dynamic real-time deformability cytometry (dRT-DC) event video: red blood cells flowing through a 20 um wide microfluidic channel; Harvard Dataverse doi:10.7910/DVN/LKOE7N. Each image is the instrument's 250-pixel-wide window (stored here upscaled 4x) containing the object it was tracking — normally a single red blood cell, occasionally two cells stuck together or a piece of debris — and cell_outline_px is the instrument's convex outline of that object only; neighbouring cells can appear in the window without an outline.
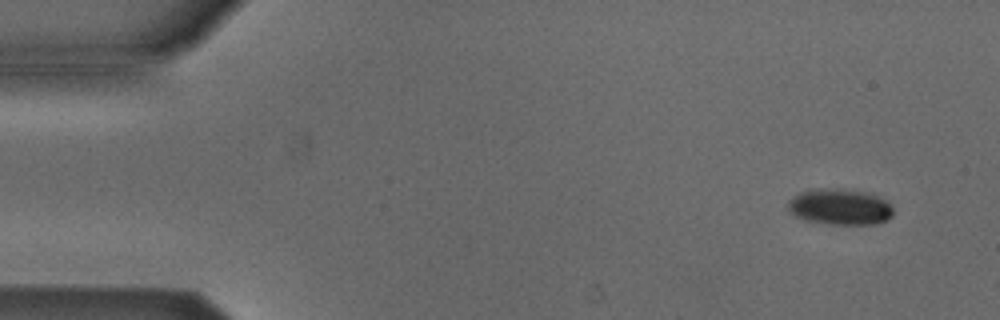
{"species": "Egyptian fruit bat (a non-hibernating species)", "species_latin": "Rousettus aegyptiacus", "temperature_condition": "cold", "stored_images_in_passage": 2, "camera_frame_rate_fps": 3000, "um_per_image_px": 0.085, "animal": {"sex": "male"}, "frame": {"image": 1, "passage_image": 1, "time_ms": 0.0, "image_size_px": [1000, 320], "cell_outline_px": [[892, 216], [888, 220], [876, 224], [828, 224], [808, 220], [796, 216], [788, 208], [788, 200], [792, 196], [800, 192], [820, 188], [836, 188], [872, 192], [880, 196], [892, 208]], "centroid_in_image_um": [71.42, 17.56], "position_along_channel_um": 13.6, "area_um2": 22.2}}